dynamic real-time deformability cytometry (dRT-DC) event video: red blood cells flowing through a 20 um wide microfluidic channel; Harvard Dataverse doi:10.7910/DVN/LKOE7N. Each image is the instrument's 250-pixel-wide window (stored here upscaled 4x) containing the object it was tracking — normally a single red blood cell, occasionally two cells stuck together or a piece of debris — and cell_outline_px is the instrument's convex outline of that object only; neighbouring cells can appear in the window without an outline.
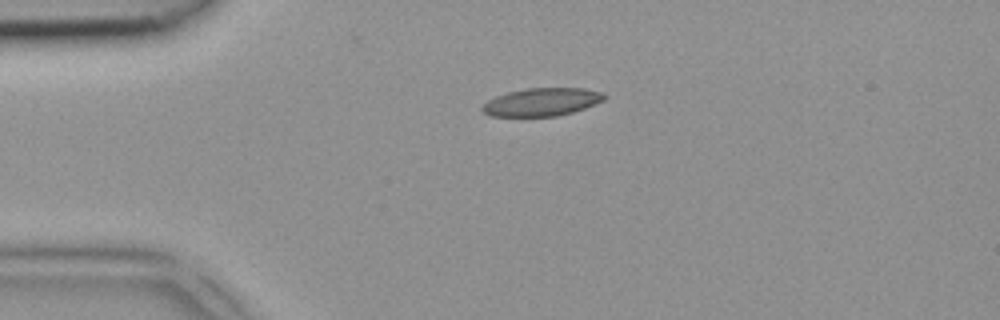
{"species": "common noctule bat (a hibernating species)", "species_latin": "Nyctalus noctula", "temperature_condition": "room temperature", "stored_images_in_passage": 5, "camera_frame_rate_fps": 3000, "um_per_image_px": 0.085, "animal": {"sex": "female", "body_mass_g": 18.4}, "frame": {"image": 1, "passage_image": 5, "time_ms": 1.333, "image_size_px": [1000, 320], "cell_outline_px": [[608, 96], [604, 100], [584, 108], [572, 112], [556, 116], [488, 116], [480, 108], [488, 100], [496, 96], [508, 92], [524, 88], [584, 88], [604, 92]], "centroid_in_image_um": [46.07, 8.66], "position_along_channel_um": 38.9, "area_um2": 19.94}}